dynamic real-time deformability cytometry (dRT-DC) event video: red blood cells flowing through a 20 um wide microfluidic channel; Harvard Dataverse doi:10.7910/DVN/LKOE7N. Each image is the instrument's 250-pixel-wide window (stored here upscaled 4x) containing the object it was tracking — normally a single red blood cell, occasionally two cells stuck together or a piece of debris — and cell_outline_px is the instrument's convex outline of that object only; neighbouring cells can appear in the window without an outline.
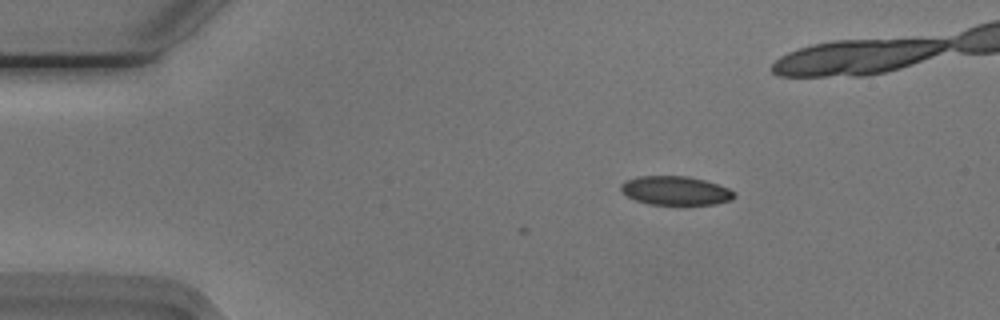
{"species": "Egyptian fruit bat (a non-hibernating species)", "species_latin": "Rousettus aegyptiacus", "temperature_condition": "cold", "stored_images_in_passage": 7, "camera_frame_rate_fps": 3000, "um_per_image_px": 0.085, "animal": {"sex": "male"}, "frame": {"image": 1, "passage_image": 1, "time_ms": 0.0, "image_size_px": [1000, 320], "cell_outline_px": [[736, 196], [732, 200], [716, 204], [648, 204], [636, 200], [628, 196], [620, 188], [620, 184], [624, 180], [636, 176], [688, 176], [704, 180], [728, 188], [736, 192]], "centroid_in_image_um": [57.42, 16.19], "position_along_channel_um": 27.6, "area_um2": 19.07}}